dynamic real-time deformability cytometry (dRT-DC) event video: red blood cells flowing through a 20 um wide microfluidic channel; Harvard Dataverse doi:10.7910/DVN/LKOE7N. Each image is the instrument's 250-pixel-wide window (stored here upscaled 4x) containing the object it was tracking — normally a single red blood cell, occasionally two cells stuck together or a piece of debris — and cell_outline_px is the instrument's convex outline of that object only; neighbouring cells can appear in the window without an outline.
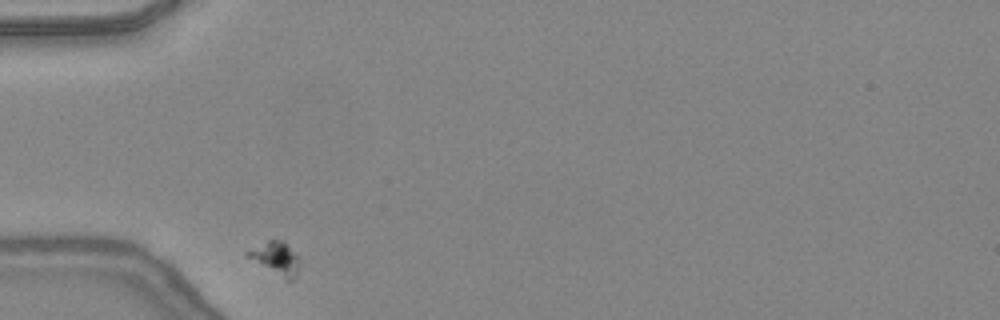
{"species": "common noctule bat (a hibernating species)", "species_latin": "Nyctalus noctula", "temperature_condition": "warm", "stored_images_in_passage": 29, "camera_frame_rate_fps": 3000, "um_per_image_px": 0.085, "animal": {"sex": "female", "body_mass_g": 24.6, "forearm_length_mm": 56.2}, "frame": {"image": 1, "passage_image": 1, "time_ms": 0.0, "image_size_px": [1000, 320], "cell_outline_px": [[300, 256], [296, 280], [288, 280], [244, 256], [244, 252], [268, 240], [280, 240], [288, 244]], "centroid_in_image_um": [23.47, 21.94], "position_along_channel_um": 61.5, "area_um2": 10.0}}
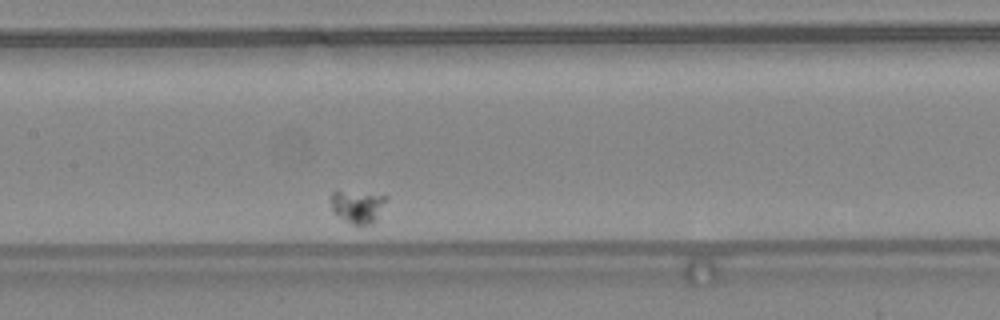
{"frame": {"image": 2, "passage_image": 12, "time_ms": 3.667, "image_size_px": [1000, 320], "cell_outline_px": [[388, 196], [376, 220], [372, 224], [352, 224], [344, 220], [332, 212], [328, 196], [332, 192], [340, 192]], "centroid_in_image_um": [30.33, 17.58], "position_along_channel_um": 177.1, "area_um2": 10.29}}
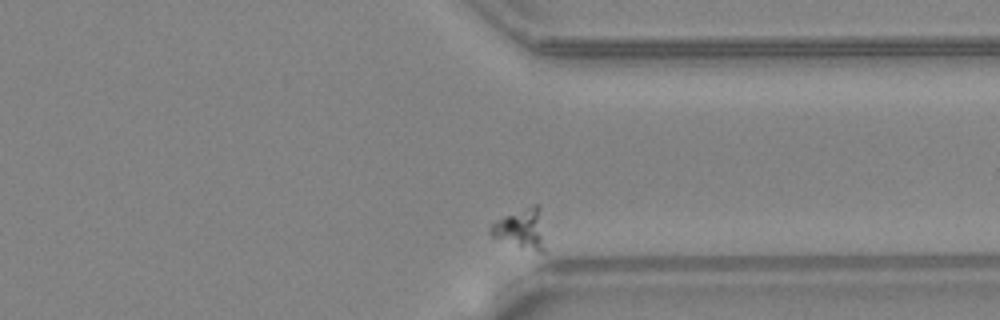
{"frame": {"image": 3, "passage_image": 28, "time_ms": 9.0, "image_size_px": [1000, 320], "cell_outline_px": [[544, 252], [540, 252], [492, 236], [488, 232], [488, 228], [496, 220], [504, 216], [532, 204], [536, 204], [540, 208], [544, 248]], "centroid_in_image_um": [44.28, 19.4], "position_along_channel_um": 367.1, "area_um2": 12.2}}